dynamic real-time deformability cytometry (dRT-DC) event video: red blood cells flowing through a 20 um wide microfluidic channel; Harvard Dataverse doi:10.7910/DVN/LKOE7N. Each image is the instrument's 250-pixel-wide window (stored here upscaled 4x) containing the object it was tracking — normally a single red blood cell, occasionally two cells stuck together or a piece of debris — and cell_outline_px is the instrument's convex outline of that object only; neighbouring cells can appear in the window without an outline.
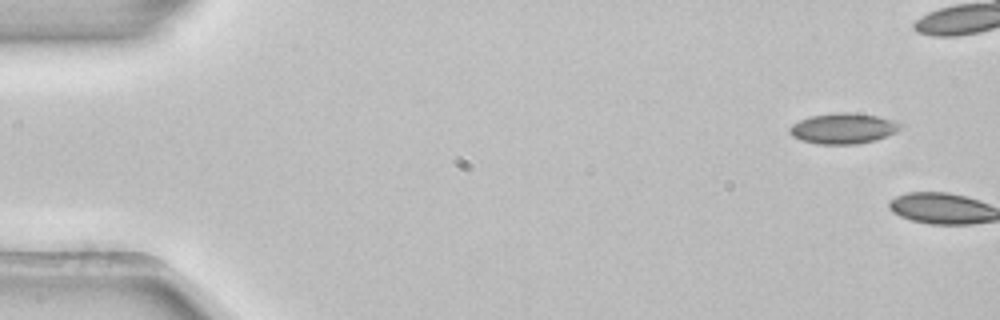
{"species": "common noctule bat (a hibernating species)", "species_latin": "Nyctalus noctula", "temperature_condition": "room temperature", "stored_images_in_passage": 2, "camera_frame_rate_fps": 3000, "um_per_image_px": 0.085, "animal": {"sex": "female", "body_mass_g": 22.7, "forearm_length_mm": 54.2}, "frame": {"image": 1, "passage_image": 1, "time_ms": 0.0, "image_size_px": [1000, 320], "cell_outline_px": [[904, 124], [896, 132], [876, 140], [856, 144], [816, 144], [800, 140], [792, 136], [788, 132], [788, 128], [792, 124], [800, 120], [812, 116], [832, 112], [852, 112], [876, 116], [896, 120]], "centroid_in_image_um": [71.67, 10.91], "position_along_channel_um": 13.3, "area_um2": 20.0}}